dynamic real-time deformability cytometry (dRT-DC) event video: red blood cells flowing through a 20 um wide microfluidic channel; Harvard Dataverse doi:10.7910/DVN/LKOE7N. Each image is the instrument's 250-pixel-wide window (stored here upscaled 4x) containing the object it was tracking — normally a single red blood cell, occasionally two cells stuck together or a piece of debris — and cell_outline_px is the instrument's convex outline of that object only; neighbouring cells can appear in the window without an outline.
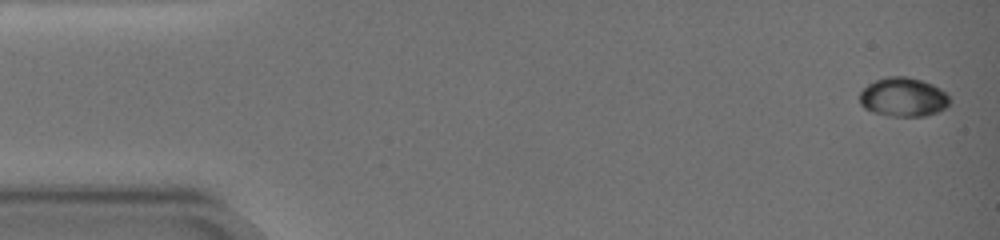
{"species": "common noctule bat (a hibernating species)", "species_latin": "Nyctalus noctula", "temperature_condition": "warm", "stored_images_in_passage": 38, "camera_frame_rate_fps": 3000, "um_per_image_px": 0.085, "animal": {"sex": "female", "body_mass_g": 19.0, "forearm_length_mm": 51.5}, "frame": {"image": 1, "passage_image": 1, "time_ms": 0.0, "image_size_px": [1000, 240], "cell_outline_px": [[952, 100], [944, 108], [936, 112], [924, 116], [888, 116], [872, 112], [864, 108], [860, 104], [860, 92], [868, 84], [876, 80], [888, 76], [904, 76], [920, 80], [932, 84], [940, 88]], "centroid_in_image_um": [76.76, 8.26], "position_along_channel_um": 8.2, "area_um2": 20.4}}
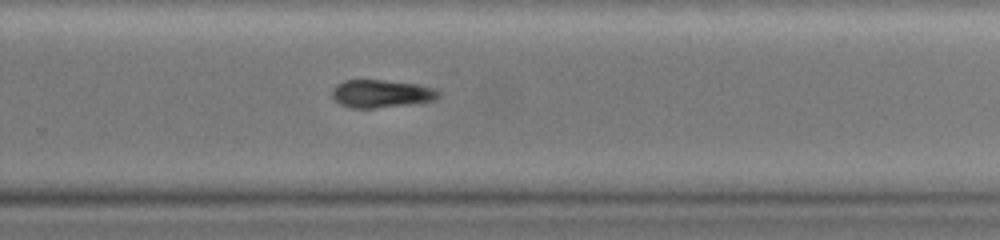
{"frame": {"image": 2, "passage_image": 23, "time_ms": 13.667, "image_size_px": [1000, 240], "cell_outline_px": [[440, 96], [436, 100], [412, 104], [376, 108], [352, 108], [340, 104], [332, 96], [332, 88], [336, 84], [344, 80], [384, 80], [416, 84], [436, 88], [440, 92]], "centroid_in_image_um": [32.43, 7.96], "position_along_channel_um": 297.4, "area_um2": 17.46}}
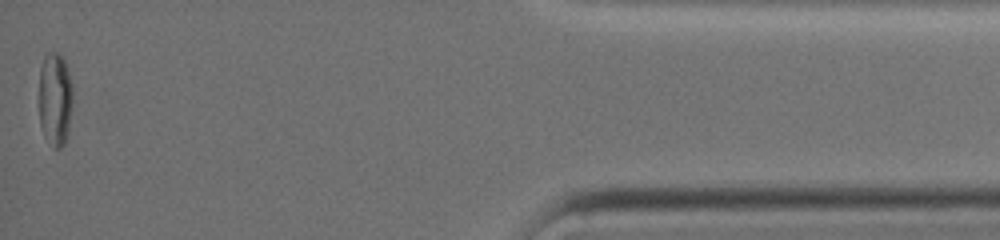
{"frame": {"image": 3, "passage_image": 38, "time_ms": 20.0, "image_size_px": [1000, 240], "cell_outline_px": [[72, 104], [68, 132], [64, 144], [60, 148], [52, 148], [44, 136], [40, 124], [40, 68], [44, 56], [48, 52], [60, 52], [64, 60], [72, 84]], "centroid_in_image_um": [4.69, 8.43], "position_along_channel_um": 430.5, "area_um2": 18.5}}